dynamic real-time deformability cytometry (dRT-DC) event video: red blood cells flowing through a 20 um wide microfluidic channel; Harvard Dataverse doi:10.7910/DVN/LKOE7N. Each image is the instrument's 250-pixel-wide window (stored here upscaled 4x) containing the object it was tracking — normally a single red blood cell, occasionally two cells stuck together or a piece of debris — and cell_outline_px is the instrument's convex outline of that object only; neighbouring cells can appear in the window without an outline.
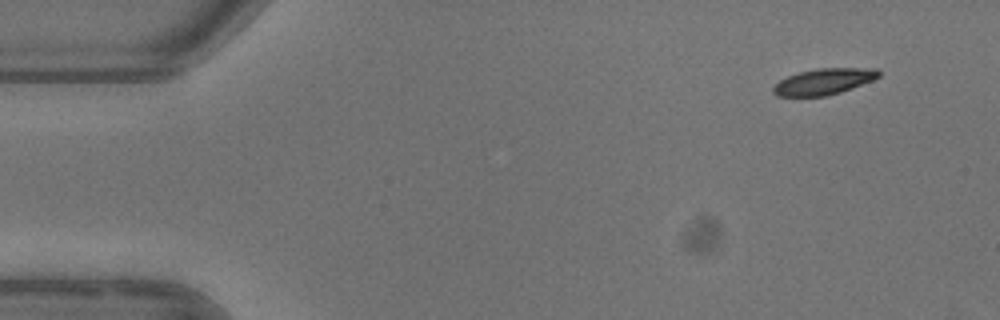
{"species": "common noctule bat (a hibernating species)", "species_latin": "Nyctalus noctula", "temperature_condition": "warm", "stored_images_in_passage": 4, "camera_frame_rate_fps": 3000, "um_per_image_px": 0.085, "animal": {"sex": "female"}, "frame": {"image": 1, "passage_image": 1, "time_ms": 0.0, "image_size_px": [1000, 320], "cell_outline_px": [[880, 76], [872, 80], [852, 88], [840, 92], [824, 96], [776, 96], [772, 92], [772, 88], [780, 80], [788, 76], [800, 72], [816, 68], [876, 68], [880, 72]], "centroid_in_image_um": [70.02, 6.93], "position_along_channel_um": 15.0, "area_um2": 15.95}}
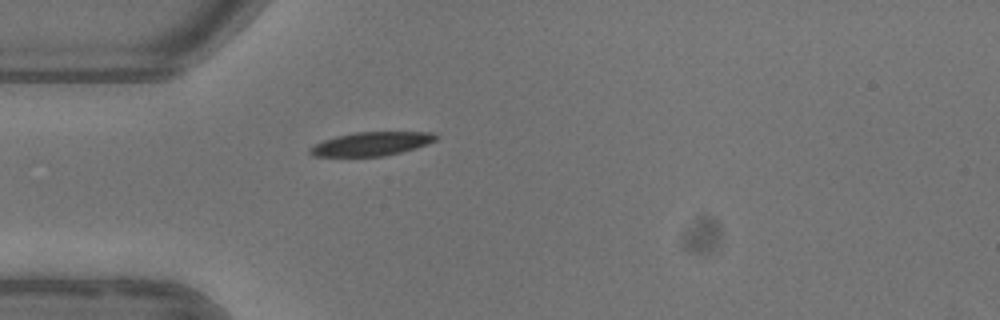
{"frame": {"image": 2, "passage_image": 4, "time_ms": 3.667, "image_size_px": [1000, 320], "cell_outline_px": [[436, 140], [416, 148], [384, 156], [312, 156], [308, 152], [308, 148], [324, 140], [336, 136], [352, 132], [436, 132]], "centroid_in_image_um": [31.55, 12.22], "position_along_channel_um": 53.5, "area_um2": 17.34}}